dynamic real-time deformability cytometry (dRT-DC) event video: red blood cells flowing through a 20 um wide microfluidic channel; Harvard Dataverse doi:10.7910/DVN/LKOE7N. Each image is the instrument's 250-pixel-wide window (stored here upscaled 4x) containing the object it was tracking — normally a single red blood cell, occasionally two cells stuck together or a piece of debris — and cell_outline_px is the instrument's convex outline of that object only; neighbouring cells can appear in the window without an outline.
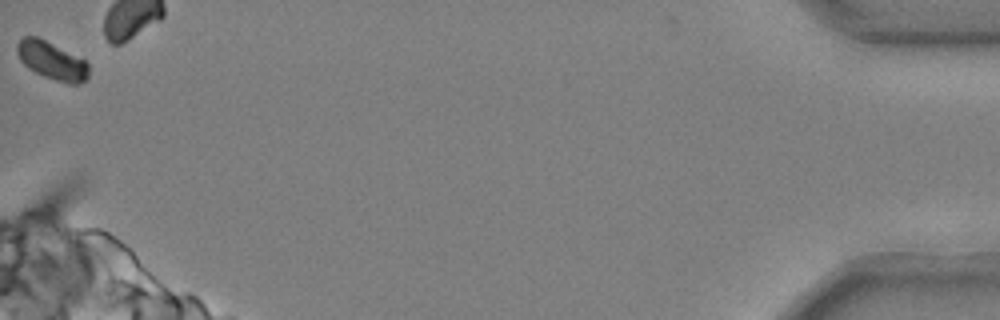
{"species": "common noctule bat (a hibernating species)", "species_latin": "Nyctalus noctula", "temperature_condition": "cold", "stored_images_in_passage": 53, "camera_frame_rate_fps": 3000, "um_per_image_px": 0.085, "animal": {"sex": "male", "body_mass_g": 20.4}, "frame": {"image": 1, "passage_image": 53, "time_ms": 17.333, "image_size_px": [1000, 320], "cell_outline_px": [[88, 80], [80, 84], [68, 84], [44, 76], [28, 68], [20, 60], [16, 52], [16, 44], [24, 36], [36, 36], [84, 60], [88, 64]], "centroid_in_image_um": [4.39, 5.17], "position_along_channel_um": 430.8, "area_um2": 15.66}, "authors_computed_cell_mechanics": {"area_um2": 17.5712, "velocity_mm_per_s": 3.6971, "shape_relaxation_time_tau1_ms": 2.7696, "shape_relaxation_time_tau2_ms": null, "deformation_change_tau1": 0.0986, "deformation_change_tau2": null}}